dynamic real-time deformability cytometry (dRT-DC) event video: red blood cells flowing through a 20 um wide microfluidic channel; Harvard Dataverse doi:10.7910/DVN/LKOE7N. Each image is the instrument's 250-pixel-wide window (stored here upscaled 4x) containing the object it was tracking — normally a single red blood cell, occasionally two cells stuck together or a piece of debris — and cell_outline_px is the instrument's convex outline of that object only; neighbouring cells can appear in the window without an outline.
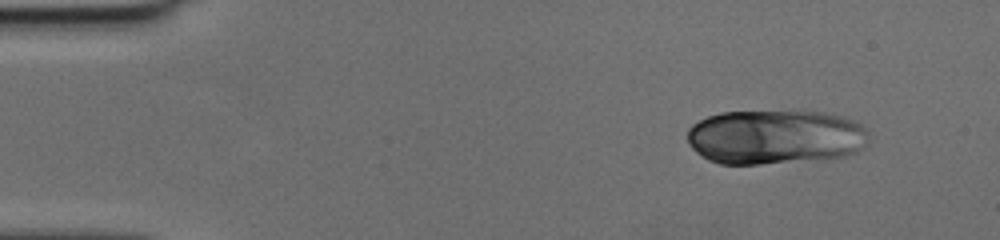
{"species": "human", "species_latin": "Homo sapiens", "temperature_condition": "cold", "stored_images_in_passage": 21, "camera_frame_rate_fps": 3000, "um_per_image_px": 0.085, "donor": {"sex": "female"}, "frame": {"image": 1, "passage_image": 1, "time_ms": 0.0, "image_size_px": [1000, 240], "cell_outline_px": [[868, 132], [860, 148], [856, 152], [840, 156], [760, 164], [720, 164], [708, 160], [696, 152], [688, 144], [688, 128], [692, 124], [708, 116], [720, 112], [800, 108], [824, 112], [840, 116], [852, 120], [860, 124]], "centroid_in_image_um": [65.81, 11.58], "position_along_channel_um": 19.2, "area_um2": 58.32}}